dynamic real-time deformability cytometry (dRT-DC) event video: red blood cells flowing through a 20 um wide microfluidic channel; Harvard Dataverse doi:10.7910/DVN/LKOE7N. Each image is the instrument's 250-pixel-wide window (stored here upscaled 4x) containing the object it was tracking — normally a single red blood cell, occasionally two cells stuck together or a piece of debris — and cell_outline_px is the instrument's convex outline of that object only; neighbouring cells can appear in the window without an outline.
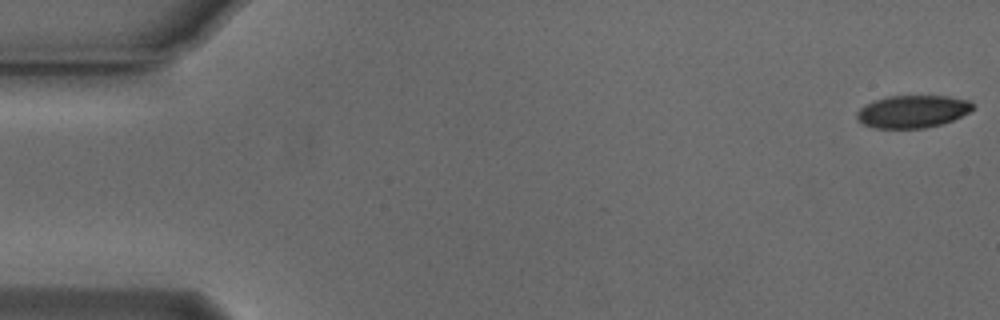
{"species": "Egyptian fruit bat (a non-hibernating species)", "species_latin": "Rousettus aegyptiacus", "temperature_condition": "cold", "stored_images_in_passage": 54, "camera_frame_rate_fps": 3000, "um_per_image_px": 0.085, "animal": {"sex": "male"}, "frame": {"image": 1, "passage_image": 1, "time_ms": 0.0, "image_size_px": [1000, 320], "cell_outline_px": [[972, 108], [968, 112], [952, 120], [940, 124], [924, 128], [876, 128], [864, 124], [856, 120], [856, 112], [860, 108], [872, 100], [888, 96], [948, 96], [968, 100], [972, 104]], "centroid_in_image_um": [77.51, 9.47], "position_along_channel_um": 7.5, "area_um2": 21.85}}
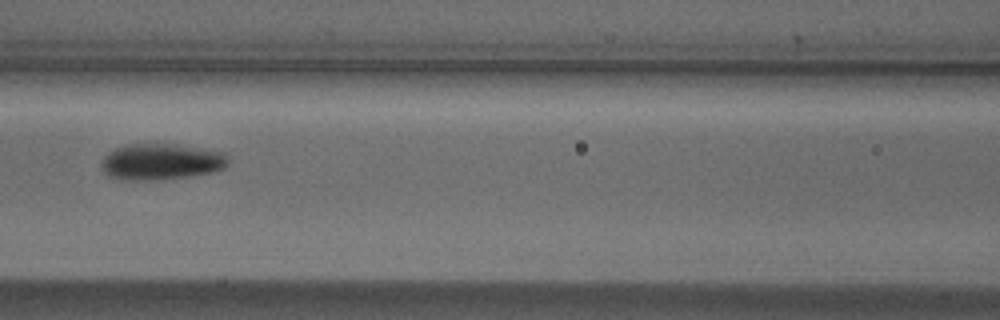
{"frame": {"image": 2, "passage_image": 24, "time_ms": 7.667, "image_size_px": [1000, 320], "cell_outline_px": [[228, 164], [224, 168], [212, 172], [192, 176], [164, 180], [132, 180], [108, 176], [104, 172], [104, 156], [108, 152], [124, 144], [176, 144], [224, 152], [228, 156]], "centroid_in_image_um": [13.75, 13.75], "position_along_channel_um": 152.9, "area_um2": 26.76}}
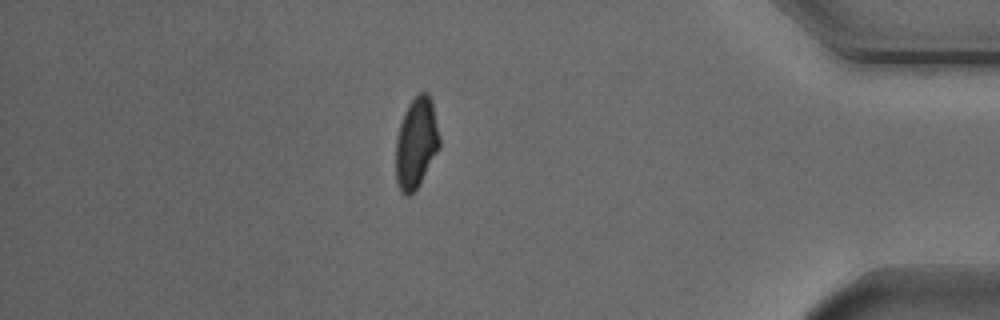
{"frame": {"image": 3, "passage_image": 47, "time_ms": 15.333, "image_size_px": [1000, 320], "cell_outline_px": [[440, 148], [416, 188], [408, 196], [404, 196], [400, 192], [396, 180], [396, 140], [400, 124], [404, 112], [408, 104], [420, 92], [428, 92], [432, 100], [440, 136]], "centroid_in_image_um": [35.38, 12.14], "position_along_channel_um": 399.8, "area_um2": 23.12}, "authors_computed_cell_mechanics": {"area_um2": 24.0737, "velocity_mm_per_s": 3.7609, "shape_relaxation_time_tau1_ms": 2.0822, "shape_relaxation_time_tau2_ms": 3.7645, "deformation_change_tau1": 0.1306, "deformation_change_tau2": 0.091}}